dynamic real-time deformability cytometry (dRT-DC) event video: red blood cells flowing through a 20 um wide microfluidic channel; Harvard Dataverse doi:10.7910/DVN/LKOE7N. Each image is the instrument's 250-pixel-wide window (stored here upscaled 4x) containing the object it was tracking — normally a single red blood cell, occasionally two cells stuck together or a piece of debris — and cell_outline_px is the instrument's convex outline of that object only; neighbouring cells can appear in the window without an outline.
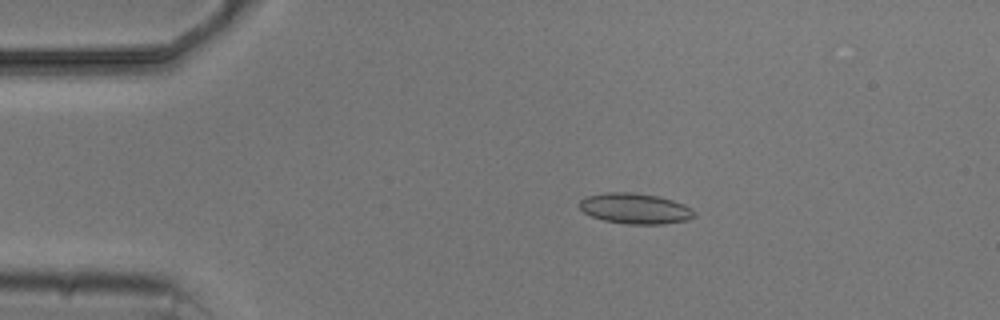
{"species": "common noctule bat (a hibernating species)", "species_latin": "Nyctalus noctula", "temperature_condition": "cold", "stored_images_in_passage": 8, "camera_frame_rate_fps": 3000, "um_per_image_px": 0.085, "animal": {"sex": "male", "body_mass_g": 20.5, "forearm_length_mm": 52.5}, "frame": {"image": 1, "passage_image": 3, "time_ms": 2.333, "image_size_px": [1000, 320], "cell_outline_px": [[696, 216], [688, 220], [660, 224], [628, 224], [604, 220], [592, 216], [584, 212], [580, 208], [580, 200], [584, 196], [604, 192], [632, 192], [660, 196], [684, 204], [692, 208], [696, 212]], "centroid_in_image_um": [54.0, 17.71], "position_along_channel_um": 31.0, "area_um2": 20.63}}
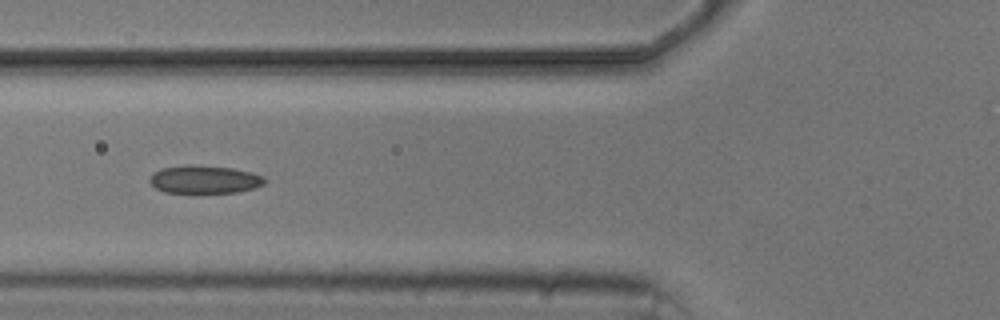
{"frame": {"image": 2, "passage_image": 6, "time_ms": 5.667, "image_size_px": [1000, 320], "cell_outline_px": [[264, 184], [256, 188], [236, 192], [164, 192], [156, 188], [148, 180], [152, 172], [160, 168], [188, 164], [232, 168], [252, 172], [264, 176]], "centroid_in_image_um": [17.36, 15.24], "position_along_channel_um": 108.4, "area_um2": 18.79}}
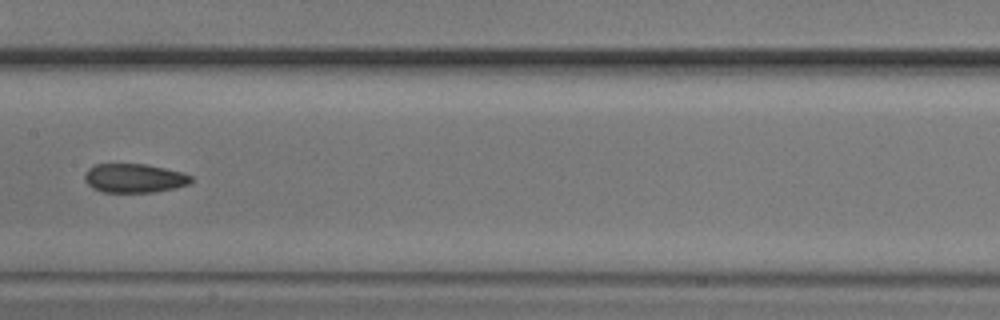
{"frame": {"image": 3, "passage_image": 8, "time_ms": 8.0, "image_size_px": [1000, 320], "cell_outline_px": [[192, 180], [188, 184], [156, 192], [104, 192], [92, 188], [84, 180], [84, 176], [88, 168], [96, 164], [148, 164], [184, 172], [192, 176]], "centroid_in_image_um": [11.41, 15.13], "position_along_channel_um": 196.0, "area_um2": 18.03}}